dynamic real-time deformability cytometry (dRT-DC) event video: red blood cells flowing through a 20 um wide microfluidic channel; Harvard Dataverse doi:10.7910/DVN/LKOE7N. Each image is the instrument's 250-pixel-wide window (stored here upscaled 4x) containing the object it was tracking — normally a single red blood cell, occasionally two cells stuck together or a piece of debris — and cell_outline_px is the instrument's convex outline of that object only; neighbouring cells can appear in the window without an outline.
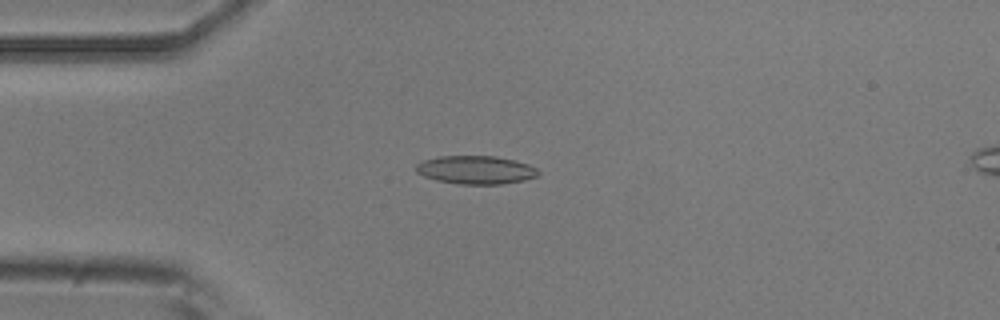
{"species": "common noctule bat (a hibernating species)", "species_latin": "Nyctalus noctula", "temperature_condition": "room temperature", "stored_images_in_passage": 39, "camera_frame_rate_fps": 3000, "um_per_image_px": 0.085, "animal": {"sex": "male", "body_mass_g": 20.5, "forearm_length_mm": 52.5}, "frame": {"image": 1, "passage_image": 1, "time_ms": 0.0, "image_size_px": [1000, 320], "cell_outline_px": [[540, 172], [536, 176], [520, 180], [500, 184], [460, 184], [436, 180], [424, 176], [416, 172], [416, 164], [424, 160], [440, 156], [496, 156], [516, 160], [528, 164], [536, 168]], "centroid_in_image_um": [40.42, 14.43], "position_along_channel_um": 44.6, "area_um2": 20.0}}
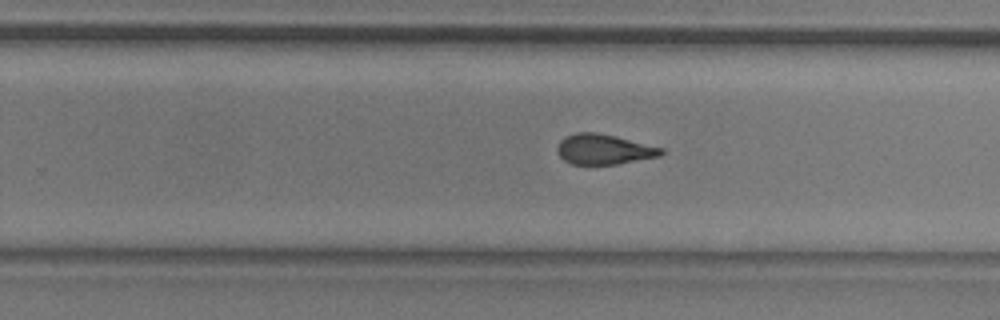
{"frame": {"image": 2, "passage_image": 20, "time_ms": 6.333, "image_size_px": [1000, 320], "cell_outline_px": [[664, 152], [660, 156], [616, 164], [572, 164], [564, 160], [560, 156], [556, 148], [560, 140], [564, 136], [576, 132], [596, 132], [616, 136], [664, 148]], "centroid_in_image_um": [51.32, 12.68], "position_along_channel_um": 278.5, "area_um2": 18.32}}
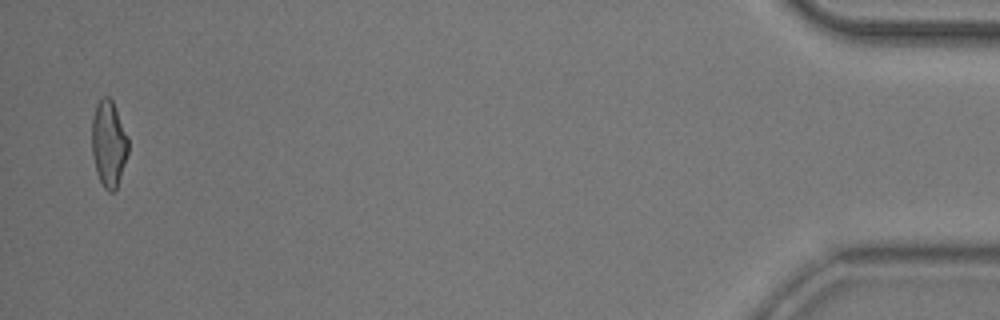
{"frame": {"image": 3, "passage_image": 38, "time_ms": 12.333, "image_size_px": [1000, 320], "cell_outline_px": [[128, 152], [116, 188], [112, 192], [108, 192], [104, 188], [96, 172], [92, 152], [92, 116], [96, 104], [104, 96], [108, 96], [112, 100], [116, 108], [128, 136]], "centroid_in_image_um": [9.23, 12.18], "position_along_channel_um": 426.0, "area_um2": 18.21}, "authors_computed_cell_mechanics": {"area_um2": 18.8428, "velocity_mm_per_s": 3.9442, "shape_relaxation_time_tau1_ms": 6.26, "shape_relaxation_time_tau2_ms": 1.7297, "deformation_change_tau1": 0.1886, "deformation_change_tau2": 0.0937}}